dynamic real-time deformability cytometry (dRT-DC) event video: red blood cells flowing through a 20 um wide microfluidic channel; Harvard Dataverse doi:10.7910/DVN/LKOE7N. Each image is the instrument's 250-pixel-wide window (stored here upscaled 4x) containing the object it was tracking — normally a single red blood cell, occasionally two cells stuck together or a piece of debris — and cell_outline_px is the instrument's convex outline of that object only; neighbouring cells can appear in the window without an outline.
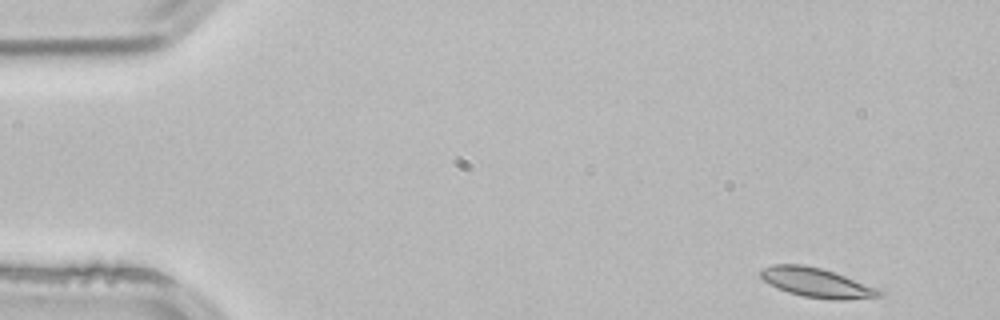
{"species": "common noctule bat (a hibernating species)", "species_latin": "Nyctalus noctula", "temperature_condition": "room temperature", "stored_images_in_passage": 3, "camera_frame_rate_fps": 3000, "um_per_image_px": 0.085, "animal": {"sex": "male", "body_mass_g": 21.5, "forearm_length_mm": 52.0}, "frame": {"image": 1, "passage_image": 1, "time_ms": 0.0, "image_size_px": [1000, 320], "cell_outline_px": [[884, 296], [844, 300], [832, 300], [804, 296], [788, 292], [776, 288], [764, 280], [760, 276], [760, 268], [772, 264], [804, 264], [820, 268], [844, 276], [876, 288], [884, 292]], "centroid_in_image_um": [69.38, 24.03], "position_along_channel_um": 15.6, "area_um2": 20.23}}